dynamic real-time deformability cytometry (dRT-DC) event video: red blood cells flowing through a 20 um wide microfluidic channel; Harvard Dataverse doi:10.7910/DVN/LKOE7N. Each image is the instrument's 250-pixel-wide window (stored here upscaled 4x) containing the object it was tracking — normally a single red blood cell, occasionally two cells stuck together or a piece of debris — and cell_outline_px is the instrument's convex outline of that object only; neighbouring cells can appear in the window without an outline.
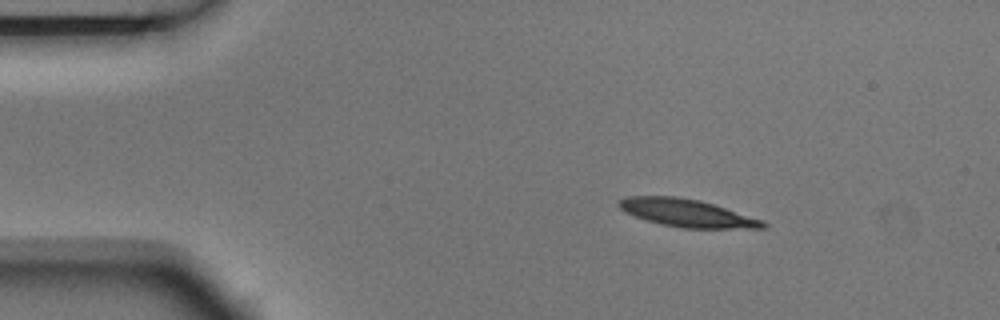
{"species": "Egyptian fruit bat (a non-hibernating species)", "species_latin": "Rousettus aegyptiacus", "temperature_condition": "room temperature", "stored_images_in_passage": 3, "camera_frame_rate_fps": 3000, "um_per_image_px": 0.085, "animal": {"sex": "male"}, "frame": {"image": 1, "passage_image": 2, "time_ms": 0.333, "image_size_px": [1000, 320], "cell_outline_px": [[768, 228], [680, 228], [660, 224], [624, 212], [616, 204], [616, 200], [624, 196], [676, 196], [700, 200], [764, 220], [768, 224]], "centroid_in_image_um": [58.37, 18.1], "position_along_channel_um": 26.6, "area_um2": 23.41}}